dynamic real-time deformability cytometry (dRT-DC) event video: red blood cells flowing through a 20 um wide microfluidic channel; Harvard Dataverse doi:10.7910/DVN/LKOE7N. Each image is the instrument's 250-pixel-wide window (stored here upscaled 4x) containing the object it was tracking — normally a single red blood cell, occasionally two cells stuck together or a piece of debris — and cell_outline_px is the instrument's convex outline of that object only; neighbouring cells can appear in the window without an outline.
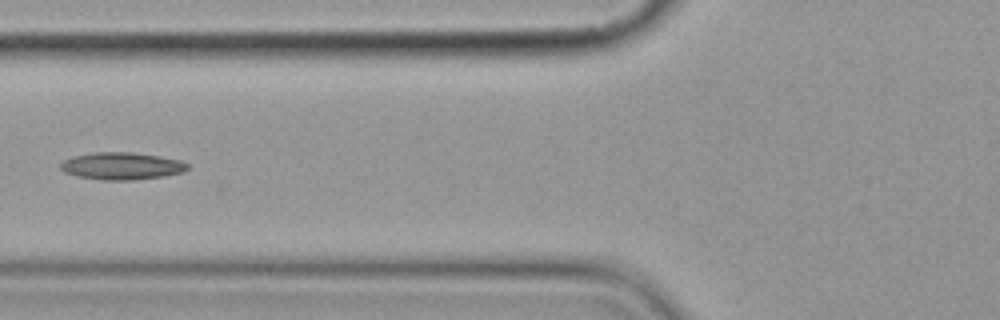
{"species": "common noctule bat (a hibernating species)", "species_latin": "Nyctalus noctula", "temperature_condition": "cold", "stored_images_in_passage": 4, "camera_frame_rate_fps": 3000, "um_per_image_px": 0.085, "animal": {"sex": "female", "body_mass_g": 19.9}, "frame": {"image": 1, "passage_image": 3, "time_ms": 2.333, "image_size_px": [1000, 320], "cell_outline_px": [[188, 168], [184, 172], [164, 176], [132, 180], [100, 180], [80, 176], [64, 172], [60, 168], [60, 164], [64, 160], [72, 156], [96, 152], [132, 152], [160, 156], [180, 160], [188, 164]], "centroid_in_image_um": [10.35, 14.1], "position_along_channel_um": 115.4, "area_um2": 20.17}}
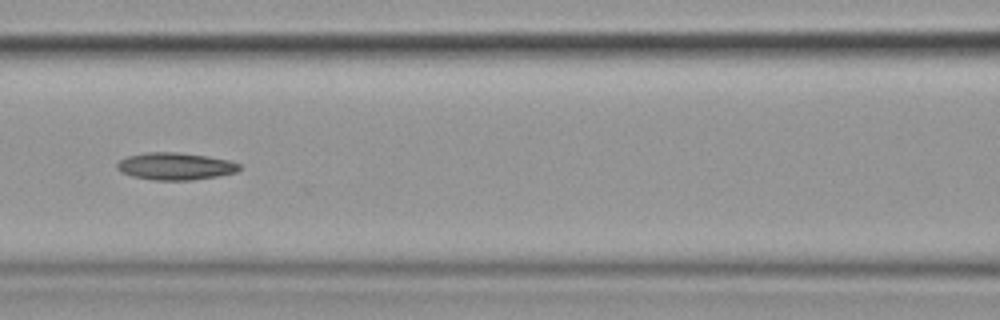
{"frame": {"image": 2, "passage_image": 4, "time_ms": 3.333, "image_size_px": [1000, 320], "cell_outline_px": [[240, 168], [236, 172], [216, 176], [192, 180], [152, 180], [132, 176], [120, 172], [116, 168], [116, 164], [120, 160], [128, 156], [148, 152], [176, 152], [208, 156], [228, 160], [240, 164]], "centroid_in_image_um": [14.87, 14.13], "position_along_channel_um": 151.7, "area_um2": 19.36}}